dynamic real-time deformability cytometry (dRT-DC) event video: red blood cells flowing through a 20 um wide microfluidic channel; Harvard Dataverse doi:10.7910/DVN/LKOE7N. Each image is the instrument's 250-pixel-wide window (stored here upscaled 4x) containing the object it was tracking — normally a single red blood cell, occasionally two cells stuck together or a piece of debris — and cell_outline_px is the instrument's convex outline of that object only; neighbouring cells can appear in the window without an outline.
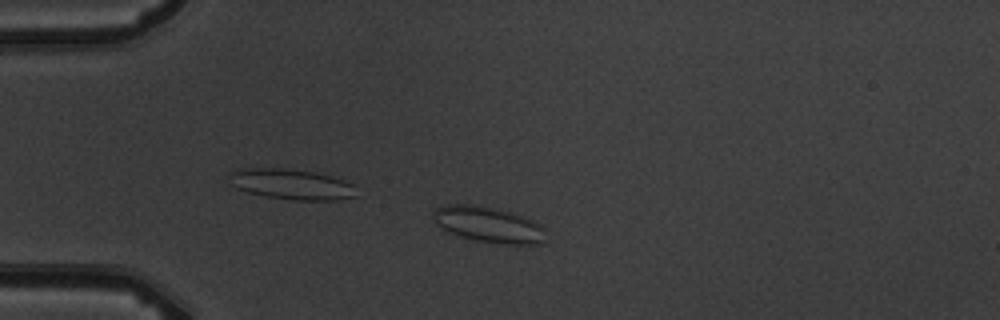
{"species": "common noctule bat (a hibernating species)", "species_latin": "Nyctalus noctula", "temperature_condition": "warm", "stored_images_in_passage": 4, "camera_frame_rate_fps": 3000, "um_per_image_px": 0.085, "animal": {"sex": "male", "body_mass_g": 19.5, "forearm_length_mm": 54.6}, "frame": {"image": 1, "passage_image": 3, "time_ms": 2.333, "image_size_px": [1000, 320], "cell_outline_px": [[548, 228], [540, 244], [496, 244], [476, 240], [460, 236], [448, 232], [436, 224], [432, 220], [432, 212], [436, 208], [444, 204], [472, 204], [512, 212], [532, 220]], "centroid_in_image_um": [41.5, 19.09], "position_along_channel_um": 43.5, "area_um2": 23.7}}